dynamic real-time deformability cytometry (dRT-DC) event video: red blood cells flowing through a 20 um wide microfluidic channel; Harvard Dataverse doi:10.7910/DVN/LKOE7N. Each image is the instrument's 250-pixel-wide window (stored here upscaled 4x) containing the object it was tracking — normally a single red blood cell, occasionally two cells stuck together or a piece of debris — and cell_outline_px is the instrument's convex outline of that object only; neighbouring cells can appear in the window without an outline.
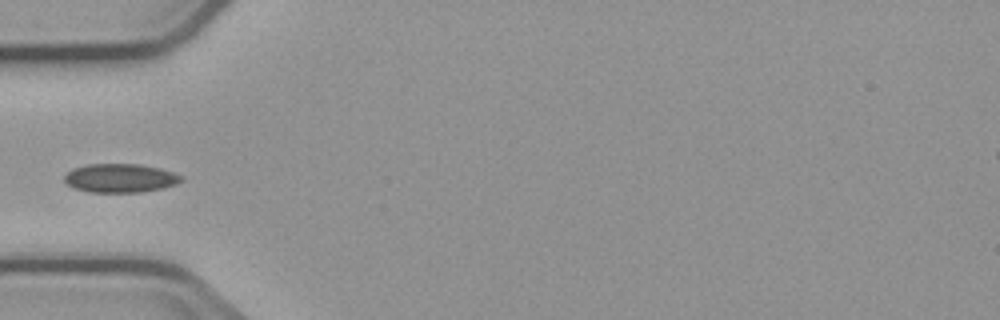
{"species": "common noctule bat (a hibernating species)", "species_latin": "Nyctalus noctula", "temperature_condition": "cold", "stored_images_in_passage": 4, "camera_frame_rate_fps": 3000, "um_per_image_px": 0.085, "animal": {"sex": "male", "body_mass_g": 23.1, "forearm_length_mm": 52.7}, "frame": {"image": 1, "passage_image": 4, "time_ms": 4.0, "image_size_px": [1000, 320], "cell_outline_px": [[184, 180], [176, 184], [160, 188], [140, 192], [88, 192], [72, 188], [64, 180], [64, 176], [72, 168], [88, 164], [140, 164], [160, 168], [184, 176]], "centroid_in_image_um": [10.21, 15.13], "position_along_channel_um": 74.8, "area_um2": 19.65}}